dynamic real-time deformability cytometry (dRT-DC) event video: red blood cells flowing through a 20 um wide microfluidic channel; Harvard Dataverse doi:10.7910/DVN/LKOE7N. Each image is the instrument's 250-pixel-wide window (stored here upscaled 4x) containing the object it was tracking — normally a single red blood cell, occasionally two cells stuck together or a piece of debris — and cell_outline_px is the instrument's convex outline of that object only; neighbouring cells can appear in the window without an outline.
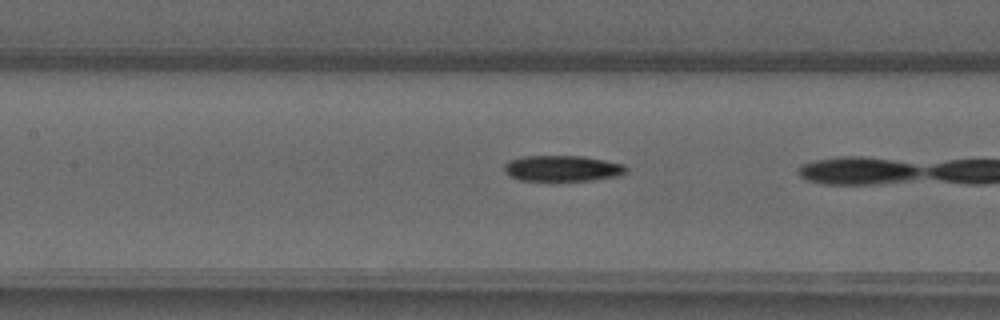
{"species": "common noctule bat (a hibernating species)", "species_latin": "Nyctalus noctula", "temperature_condition": "warm", "stored_images_in_passage": 13, "camera_frame_rate_fps": 3000, "um_per_image_px": 0.085, "animal": {"sex": "male", "forearm_length_mm": 52.5}, "frame": {"image": 1, "passage_image": 8, "time_ms": 2.333, "image_size_px": [1000, 320], "cell_outline_px": [[628, 168], [624, 172], [616, 176], [592, 180], [520, 180], [508, 176], [504, 172], [504, 164], [512, 160], [524, 156], [584, 156], [624, 164]], "centroid_in_image_um": [47.78, 14.31], "position_along_channel_um": 159.6, "area_um2": 18.21}}